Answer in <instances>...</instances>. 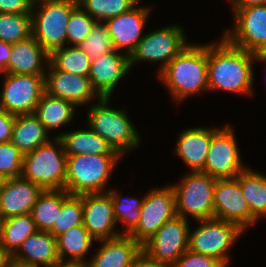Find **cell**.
<instances>
[{
  "mask_svg": "<svg viewBox=\"0 0 266 267\" xmlns=\"http://www.w3.org/2000/svg\"><path fill=\"white\" fill-rule=\"evenodd\" d=\"M96 20L78 6L72 13L66 29V43L78 46L91 33Z\"/></svg>",
  "mask_w": 266,
  "mask_h": 267,
  "instance_id": "obj_38",
  "label": "cell"
},
{
  "mask_svg": "<svg viewBox=\"0 0 266 267\" xmlns=\"http://www.w3.org/2000/svg\"><path fill=\"white\" fill-rule=\"evenodd\" d=\"M235 28L224 38L233 46L251 53L266 51V4L234 11Z\"/></svg>",
  "mask_w": 266,
  "mask_h": 267,
  "instance_id": "obj_14",
  "label": "cell"
},
{
  "mask_svg": "<svg viewBox=\"0 0 266 267\" xmlns=\"http://www.w3.org/2000/svg\"><path fill=\"white\" fill-rule=\"evenodd\" d=\"M190 231L188 219L176 215L142 245V251L154 260L174 265L188 249Z\"/></svg>",
  "mask_w": 266,
  "mask_h": 267,
  "instance_id": "obj_12",
  "label": "cell"
},
{
  "mask_svg": "<svg viewBox=\"0 0 266 267\" xmlns=\"http://www.w3.org/2000/svg\"><path fill=\"white\" fill-rule=\"evenodd\" d=\"M58 137L63 145L64 153L67 156L72 155H103V156H121L114 151L110 145L92 129L76 130L59 134Z\"/></svg>",
  "mask_w": 266,
  "mask_h": 267,
  "instance_id": "obj_25",
  "label": "cell"
},
{
  "mask_svg": "<svg viewBox=\"0 0 266 267\" xmlns=\"http://www.w3.org/2000/svg\"><path fill=\"white\" fill-rule=\"evenodd\" d=\"M45 92L75 106L86 104L100 96L93 89L89 77L74 75L61 70H49L44 75Z\"/></svg>",
  "mask_w": 266,
  "mask_h": 267,
  "instance_id": "obj_18",
  "label": "cell"
},
{
  "mask_svg": "<svg viewBox=\"0 0 266 267\" xmlns=\"http://www.w3.org/2000/svg\"><path fill=\"white\" fill-rule=\"evenodd\" d=\"M22 152L11 142L0 144V172L7 178H18L22 175Z\"/></svg>",
  "mask_w": 266,
  "mask_h": 267,
  "instance_id": "obj_39",
  "label": "cell"
},
{
  "mask_svg": "<svg viewBox=\"0 0 266 267\" xmlns=\"http://www.w3.org/2000/svg\"><path fill=\"white\" fill-rule=\"evenodd\" d=\"M15 118V115L0 109V144L10 142Z\"/></svg>",
  "mask_w": 266,
  "mask_h": 267,
  "instance_id": "obj_42",
  "label": "cell"
},
{
  "mask_svg": "<svg viewBox=\"0 0 266 267\" xmlns=\"http://www.w3.org/2000/svg\"><path fill=\"white\" fill-rule=\"evenodd\" d=\"M23 157V179L36 183L43 191H59L65 188L67 155L58 137Z\"/></svg>",
  "mask_w": 266,
  "mask_h": 267,
  "instance_id": "obj_3",
  "label": "cell"
},
{
  "mask_svg": "<svg viewBox=\"0 0 266 267\" xmlns=\"http://www.w3.org/2000/svg\"><path fill=\"white\" fill-rule=\"evenodd\" d=\"M121 156H67L65 190L71 195L105 193L111 171Z\"/></svg>",
  "mask_w": 266,
  "mask_h": 267,
  "instance_id": "obj_4",
  "label": "cell"
},
{
  "mask_svg": "<svg viewBox=\"0 0 266 267\" xmlns=\"http://www.w3.org/2000/svg\"><path fill=\"white\" fill-rule=\"evenodd\" d=\"M73 1L78 4L81 0H73Z\"/></svg>",
  "mask_w": 266,
  "mask_h": 267,
  "instance_id": "obj_53",
  "label": "cell"
},
{
  "mask_svg": "<svg viewBox=\"0 0 266 267\" xmlns=\"http://www.w3.org/2000/svg\"><path fill=\"white\" fill-rule=\"evenodd\" d=\"M48 70H61L89 77L91 60L78 46L59 48L49 54Z\"/></svg>",
  "mask_w": 266,
  "mask_h": 267,
  "instance_id": "obj_32",
  "label": "cell"
},
{
  "mask_svg": "<svg viewBox=\"0 0 266 267\" xmlns=\"http://www.w3.org/2000/svg\"><path fill=\"white\" fill-rule=\"evenodd\" d=\"M257 59L266 62V51L255 53V61Z\"/></svg>",
  "mask_w": 266,
  "mask_h": 267,
  "instance_id": "obj_49",
  "label": "cell"
},
{
  "mask_svg": "<svg viewBox=\"0 0 266 267\" xmlns=\"http://www.w3.org/2000/svg\"><path fill=\"white\" fill-rule=\"evenodd\" d=\"M11 256L5 251L0 244V267H9Z\"/></svg>",
  "mask_w": 266,
  "mask_h": 267,
  "instance_id": "obj_46",
  "label": "cell"
},
{
  "mask_svg": "<svg viewBox=\"0 0 266 267\" xmlns=\"http://www.w3.org/2000/svg\"><path fill=\"white\" fill-rule=\"evenodd\" d=\"M200 222L196 230L189 232L188 250L214 257L226 267L229 262L227 251L243 230L235 223L217 218Z\"/></svg>",
  "mask_w": 266,
  "mask_h": 267,
  "instance_id": "obj_8",
  "label": "cell"
},
{
  "mask_svg": "<svg viewBox=\"0 0 266 267\" xmlns=\"http://www.w3.org/2000/svg\"><path fill=\"white\" fill-rule=\"evenodd\" d=\"M216 178L202 171L191 172L180 184L173 185L177 216L187 219L206 220L214 218L213 194Z\"/></svg>",
  "mask_w": 266,
  "mask_h": 267,
  "instance_id": "obj_7",
  "label": "cell"
},
{
  "mask_svg": "<svg viewBox=\"0 0 266 267\" xmlns=\"http://www.w3.org/2000/svg\"><path fill=\"white\" fill-rule=\"evenodd\" d=\"M5 74L0 109L15 116L33 114L45 92L44 76Z\"/></svg>",
  "mask_w": 266,
  "mask_h": 267,
  "instance_id": "obj_9",
  "label": "cell"
},
{
  "mask_svg": "<svg viewBox=\"0 0 266 267\" xmlns=\"http://www.w3.org/2000/svg\"><path fill=\"white\" fill-rule=\"evenodd\" d=\"M176 215L173 187L154 189L144 196L138 224L129 235L142 246L164 223Z\"/></svg>",
  "mask_w": 266,
  "mask_h": 267,
  "instance_id": "obj_10",
  "label": "cell"
},
{
  "mask_svg": "<svg viewBox=\"0 0 266 267\" xmlns=\"http://www.w3.org/2000/svg\"><path fill=\"white\" fill-rule=\"evenodd\" d=\"M69 195L65 189L42 192L30 213L37 230L49 232L53 228L63 201Z\"/></svg>",
  "mask_w": 266,
  "mask_h": 267,
  "instance_id": "obj_29",
  "label": "cell"
},
{
  "mask_svg": "<svg viewBox=\"0 0 266 267\" xmlns=\"http://www.w3.org/2000/svg\"><path fill=\"white\" fill-rule=\"evenodd\" d=\"M32 0H0V13L31 14Z\"/></svg>",
  "mask_w": 266,
  "mask_h": 267,
  "instance_id": "obj_41",
  "label": "cell"
},
{
  "mask_svg": "<svg viewBox=\"0 0 266 267\" xmlns=\"http://www.w3.org/2000/svg\"><path fill=\"white\" fill-rule=\"evenodd\" d=\"M7 177L0 172V189L5 185Z\"/></svg>",
  "mask_w": 266,
  "mask_h": 267,
  "instance_id": "obj_50",
  "label": "cell"
},
{
  "mask_svg": "<svg viewBox=\"0 0 266 267\" xmlns=\"http://www.w3.org/2000/svg\"><path fill=\"white\" fill-rule=\"evenodd\" d=\"M100 103L90 107L88 124L121 156L125 150L139 145L140 136L125 111L108 107L110 97L98 98Z\"/></svg>",
  "mask_w": 266,
  "mask_h": 267,
  "instance_id": "obj_5",
  "label": "cell"
},
{
  "mask_svg": "<svg viewBox=\"0 0 266 267\" xmlns=\"http://www.w3.org/2000/svg\"><path fill=\"white\" fill-rule=\"evenodd\" d=\"M114 50L91 61L89 79L100 97H110L120 79L127 74L130 56Z\"/></svg>",
  "mask_w": 266,
  "mask_h": 267,
  "instance_id": "obj_19",
  "label": "cell"
},
{
  "mask_svg": "<svg viewBox=\"0 0 266 267\" xmlns=\"http://www.w3.org/2000/svg\"><path fill=\"white\" fill-rule=\"evenodd\" d=\"M47 132L34 114L17 115L10 142L25 155L50 141Z\"/></svg>",
  "mask_w": 266,
  "mask_h": 267,
  "instance_id": "obj_26",
  "label": "cell"
},
{
  "mask_svg": "<svg viewBox=\"0 0 266 267\" xmlns=\"http://www.w3.org/2000/svg\"><path fill=\"white\" fill-rule=\"evenodd\" d=\"M37 231L31 214L17 215L2 220L1 246L12 257L24 240Z\"/></svg>",
  "mask_w": 266,
  "mask_h": 267,
  "instance_id": "obj_31",
  "label": "cell"
},
{
  "mask_svg": "<svg viewBox=\"0 0 266 267\" xmlns=\"http://www.w3.org/2000/svg\"><path fill=\"white\" fill-rule=\"evenodd\" d=\"M2 242V219L0 218V244Z\"/></svg>",
  "mask_w": 266,
  "mask_h": 267,
  "instance_id": "obj_51",
  "label": "cell"
},
{
  "mask_svg": "<svg viewBox=\"0 0 266 267\" xmlns=\"http://www.w3.org/2000/svg\"><path fill=\"white\" fill-rule=\"evenodd\" d=\"M211 140L212 129L188 128L178 137L176 153L192 172L203 171Z\"/></svg>",
  "mask_w": 266,
  "mask_h": 267,
  "instance_id": "obj_24",
  "label": "cell"
},
{
  "mask_svg": "<svg viewBox=\"0 0 266 267\" xmlns=\"http://www.w3.org/2000/svg\"><path fill=\"white\" fill-rule=\"evenodd\" d=\"M83 224V194L69 195L62 204L58 218L49 231L54 237L66 232L70 228Z\"/></svg>",
  "mask_w": 266,
  "mask_h": 267,
  "instance_id": "obj_34",
  "label": "cell"
},
{
  "mask_svg": "<svg viewBox=\"0 0 266 267\" xmlns=\"http://www.w3.org/2000/svg\"><path fill=\"white\" fill-rule=\"evenodd\" d=\"M213 206L214 218L235 223L243 231L257 221L250 213L237 178L216 179Z\"/></svg>",
  "mask_w": 266,
  "mask_h": 267,
  "instance_id": "obj_15",
  "label": "cell"
},
{
  "mask_svg": "<svg viewBox=\"0 0 266 267\" xmlns=\"http://www.w3.org/2000/svg\"><path fill=\"white\" fill-rule=\"evenodd\" d=\"M35 6L39 9L35 12L37 14L33 13ZM78 6L73 0H49L33 3L32 36L48 54L65 46L67 24L71 13Z\"/></svg>",
  "mask_w": 266,
  "mask_h": 267,
  "instance_id": "obj_6",
  "label": "cell"
},
{
  "mask_svg": "<svg viewBox=\"0 0 266 267\" xmlns=\"http://www.w3.org/2000/svg\"><path fill=\"white\" fill-rule=\"evenodd\" d=\"M12 44L0 40V72H3L11 56Z\"/></svg>",
  "mask_w": 266,
  "mask_h": 267,
  "instance_id": "obj_44",
  "label": "cell"
},
{
  "mask_svg": "<svg viewBox=\"0 0 266 267\" xmlns=\"http://www.w3.org/2000/svg\"><path fill=\"white\" fill-rule=\"evenodd\" d=\"M174 267H225L216 258L186 250L174 263Z\"/></svg>",
  "mask_w": 266,
  "mask_h": 267,
  "instance_id": "obj_40",
  "label": "cell"
},
{
  "mask_svg": "<svg viewBox=\"0 0 266 267\" xmlns=\"http://www.w3.org/2000/svg\"><path fill=\"white\" fill-rule=\"evenodd\" d=\"M11 261L35 266L42 265V267H56L61 263L56 237L50 232L37 230L24 240L17 252L11 257Z\"/></svg>",
  "mask_w": 266,
  "mask_h": 267,
  "instance_id": "obj_21",
  "label": "cell"
},
{
  "mask_svg": "<svg viewBox=\"0 0 266 267\" xmlns=\"http://www.w3.org/2000/svg\"><path fill=\"white\" fill-rule=\"evenodd\" d=\"M103 245L92 260L86 262L87 267H132L135 257L142 246L129 234L101 240Z\"/></svg>",
  "mask_w": 266,
  "mask_h": 267,
  "instance_id": "obj_22",
  "label": "cell"
},
{
  "mask_svg": "<svg viewBox=\"0 0 266 267\" xmlns=\"http://www.w3.org/2000/svg\"><path fill=\"white\" fill-rule=\"evenodd\" d=\"M266 0H233L232 8L234 11L240 8L256 6V5H265Z\"/></svg>",
  "mask_w": 266,
  "mask_h": 267,
  "instance_id": "obj_45",
  "label": "cell"
},
{
  "mask_svg": "<svg viewBox=\"0 0 266 267\" xmlns=\"http://www.w3.org/2000/svg\"><path fill=\"white\" fill-rule=\"evenodd\" d=\"M74 107L73 103L44 92L33 114L48 131L69 123L73 119Z\"/></svg>",
  "mask_w": 266,
  "mask_h": 267,
  "instance_id": "obj_28",
  "label": "cell"
},
{
  "mask_svg": "<svg viewBox=\"0 0 266 267\" xmlns=\"http://www.w3.org/2000/svg\"><path fill=\"white\" fill-rule=\"evenodd\" d=\"M149 10L147 7L134 6L129 11L104 21L115 50L125 49V53L131 56L144 37L142 30Z\"/></svg>",
  "mask_w": 266,
  "mask_h": 267,
  "instance_id": "obj_17",
  "label": "cell"
},
{
  "mask_svg": "<svg viewBox=\"0 0 266 267\" xmlns=\"http://www.w3.org/2000/svg\"><path fill=\"white\" fill-rule=\"evenodd\" d=\"M236 178L247 200L250 213L258 220L266 216V176L246 168Z\"/></svg>",
  "mask_w": 266,
  "mask_h": 267,
  "instance_id": "obj_30",
  "label": "cell"
},
{
  "mask_svg": "<svg viewBox=\"0 0 266 267\" xmlns=\"http://www.w3.org/2000/svg\"><path fill=\"white\" fill-rule=\"evenodd\" d=\"M42 61L48 64L49 54L31 36L28 39L12 44L8 66L3 72L44 76L45 70H43Z\"/></svg>",
  "mask_w": 266,
  "mask_h": 267,
  "instance_id": "obj_23",
  "label": "cell"
},
{
  "mask_svg": "<svg viewBox=\"0 0 266 267\" xmlns=\"http://www.w3.org/2000/svg\"><path fill=\"white\" fill-rule=\"evenodd\" d=\"M116 224L112 197L108 191L105 194H83V225L95 241L121 235L114 231Z\"/></svg>",
  "mask_w": 266,
  "mask_h": 267,
  "instance_id": "obj_16",
  "label": "cell"
},
{
  "mask_svg": "<svg viewBox=\"0 0 266 267\" xmlns=\"http://www.w3.org/2000/svg\"><path fill=\"white\" fill-rule=\"evenodd\" d=\"M57 251L61 263L85 264V255L95 240L83 224L76 225L66 232L58 235ZM70 255L68 261L65 260V255Z\"/></svg>",
  "mask_w": 266,
  "mask_h": 267,
  "instance_id": "obj_27",
  "label": "cell"
},
{
  "mask_svg": "<svg viewBox=\"0 0 266 267\" xmlns=\"http://www.w3.org/2000/svg\"><path fill=\"white\" fill-rule=\"evenodd\" d=\"M40 1H49V0H32L33 3L40 2Z\"/></svg>",
  "mask_w": 266,
  "mask_h": 267,
  "instance_id": "obj_52",
  "label": "cell"
},
{
  "mask_svg": "<svg viewBox=\"0 0 266 267\" xmlns=\"http://www.w3.org/2000/svg\"><path fill=\"white\" fill-rule=\"evenodd\" d=\"M233 128H212V140L202 172L216 179L236 178L242 166Z\"/></svg>",
  "mask_w": 266,
  "mask_h": 267,
  "instance_id": "obj_11",
  "label": "cell"
},
{
  "mask_svg": "<svg viewBox=\"0 0 266 267\" xmlns=\"http://www.w3.org/2000/svg\"><path fill=\"white\" fill-rule=\"evenodd\" d=\"M137 4L135 0H81L78 5L97 22L116 17Z\"/></svg>",
  "mask_w": 266,
  "mask_h": 267,
  "instance_id": "obj_35",
  "label": "cell"
},
{
  "mask_svg": "<svg viewBox=\"0 0 266 267\" xmlns=\"http://www.w3.org/2000/svg\"><path fill=\"white\" fill-rule=\"evenodd\" d=\"M255 54L230 44L224 37L207 45L208 89L252 95Z\"/></svg>",
  "mask_w": 266,
  "mask_h": 267,
  "instance_id": "obj_1",
  "label": "cell"
},
{
  "mask_svg": "<svg viewBox=\"0 0 266 267\" xmlns=\"http://www.w3.org/2000/svg\"><path fill=\"white\" fill-rule=\"evenodd\" d=\"M180 26H169L144 35L130 56V66L141 60L162 61L160 72L188 44Z\"/></svg>",
  "mask_w": 266,
  "mask_h": 267,
  "instance_id": "obj_13",
  "label": "cell"
},
{
  "mask_svg": "<svg viewBox=\"0 0 266 267\" xmlns=\"http://www.w3.org/2000/svg\"><path fill=\"white\" fill-rule=\"evenodd\" d=\"M32 36V15L0 13V40L14 44Z\"/></svg>",
  "mask_w": 266,
  "mask_h": 267,
  "instance_id": "obj_33",
  "label": "cell"
},
{
  "mask_svg": "<svg viewBox=\"0 0 266 267\" xmlns=\"http://www.w3.org/2000/svg\"><path fill=\"white\" fill-rule=\"evenodd\" d=\"M112 197L114 216L117 223L122 221L127 225L124 234H129L138 224L143 205L144 198L138 200L136 198L128 197L122 198L117 191L107 190Z\"/></svg>",
  "mask_w": 266,
  "mask_h": 267,
  "instance_id": "obj_36",
  "label": "cell"
},
{
  "mask_svg": "<svg viewBox=\"0 0 266 267\" xmlns=\"http://www.w3.org/2000/svg\"><path fill=\"white\" fill-rule=\"evenodd\" d=\"M159 78L180 102L208 89L207 45H187L165 68Z\"/></svg>",
  "mask_w": 266,
  "mask_h": 267,
  "instance_id": "obj_2",
  "label": "cell"
},
{
  "mask_svg": "<svg viewBox=\"0 0 266 267\" xmlns=\"http://www.w3.org/2000/svg\"><path fill=\"white\" fill-rule=\"evenodd\" d=\"M43 190L34 182L18 178H8L0 189V218L2 220L31 213Z\"/></svg>",
  "mask_w": 266,
  "mask_h": 267,
  "instance_id": "obj_20",
  "label": "cell"
},
{
  "mask_svg": "<svg viewBox=\"0 0 266 267\" xmlns=\"http://www.w3.org/2000/svg\"><path fill=\"white\" fill-rule=\"evenodd\" d=\"M9 267H42V266L28 265L17 261H10Z\"/></svg>",
  "mask_w": 266,
  "mask_h": 267,
  "instance_id": "obj_47",
  "label": "cell"
},
{
  "mask_svg": "<svg viewBox=\"0 0 266 267\" xmlns=\"http://www.w3.org/2000/svg\"><path fill=\"white\" fill-rule=\"evenodd\" d=\"M132 267H174L173 265L162 263L150 258L144 251L135 257Z\"/></svg>",
  "mask_w": 266,
  "mask_h": 267,
  "instance_id": "obj_43",
  "label": "cell"
},
{
  "mask_svg": "<svg viewBox=\"0 0 266 267\" xmlns=\"http://www.w3.org/2000/svg\"><path fill=\"white\" fill-rule=\"evenodd\" d=\"M78 47L82 49L91 61L114 51L112 39L104 22H96L91 33Z\"/></svg>",
  "mask_w": 266,
  "mask_h": 267,
  "instance_id": "obj_37",
  "label": "cell"
},
{
  "mask_svg": "<svg viewBox=\"0 0 266 267\" xmlns=\"http://www.w3.org/2000/svg\"><path fill=\"white\" fill-rule=\"evenodd\" d=\"M56 267H87L85 264H75V263H60Z\"/></svg>",
  "mask_w": 266,
  "mask_h": 267,
  "instance_id": "obj_48",
  "label": "cell"
}]
</instances>
